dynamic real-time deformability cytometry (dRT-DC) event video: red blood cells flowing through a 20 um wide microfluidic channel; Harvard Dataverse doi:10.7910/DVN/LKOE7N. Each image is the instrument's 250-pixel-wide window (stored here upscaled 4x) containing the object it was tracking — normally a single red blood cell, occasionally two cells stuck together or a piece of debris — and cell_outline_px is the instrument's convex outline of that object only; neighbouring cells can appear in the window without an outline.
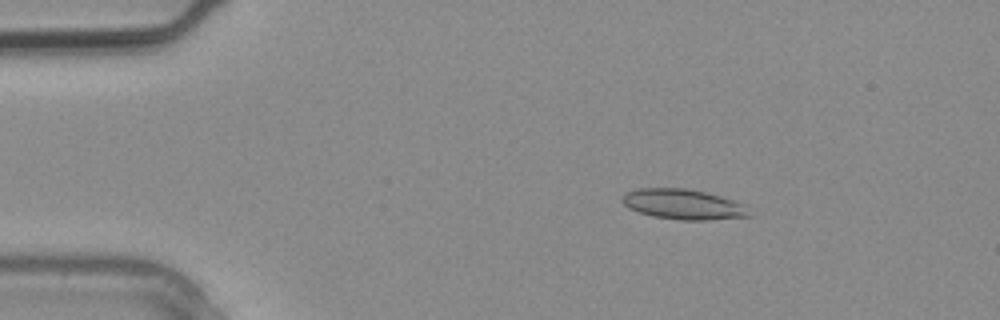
{"species": "common noctule bat (a hibernating species)", "species_latin": "Nyctalus noctula", "temperature_condition": "warm", "stored_images_in_passage": 2, "camera_frame_rate_fps": 3000, "um_per_image_px": 0.085, "animal": {"sex": "male", "body_mass_g": 20.4}, "frame": {"image": 1, "passage_image": 1, "time_ms": 0.0, "image_size_px": [1000, 320], "cell_outline_px": [[752, 216], [708, 220], [680, 220], [652, 216], [628, 208], [620, 200], [628, 192], [640, 188], [684, 188], [704, 192], [720, 196], [744, 204]], "centroid_in_image_um": [58.08, 17.37], "position_along_channel_um": 26.9, "area_um2": 22.2}}
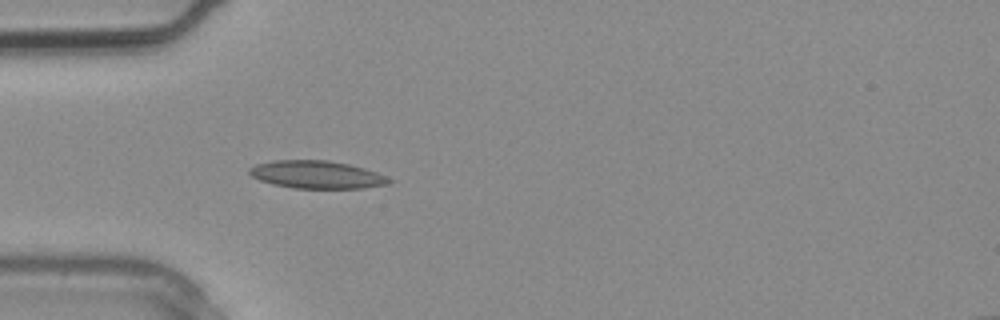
{"frame": {"image": 2, "passage_image": 2, "time_ms": 0.333, "image_size_px": [1000, 320], "cell_outline_px": [[396, 180], [388, 184], [364, 188], [292, 188], [272, 184], [260, 180], [252, 176], [248, 172], [248, 168], [256, 164], [272, 160], [328, 160], [348, 164], [364, 168], [376, 172]], "centroid_in_image_um": [26.93, 14.84], "position_along_channel_um": 58.1, "area_um2": 22.72}}